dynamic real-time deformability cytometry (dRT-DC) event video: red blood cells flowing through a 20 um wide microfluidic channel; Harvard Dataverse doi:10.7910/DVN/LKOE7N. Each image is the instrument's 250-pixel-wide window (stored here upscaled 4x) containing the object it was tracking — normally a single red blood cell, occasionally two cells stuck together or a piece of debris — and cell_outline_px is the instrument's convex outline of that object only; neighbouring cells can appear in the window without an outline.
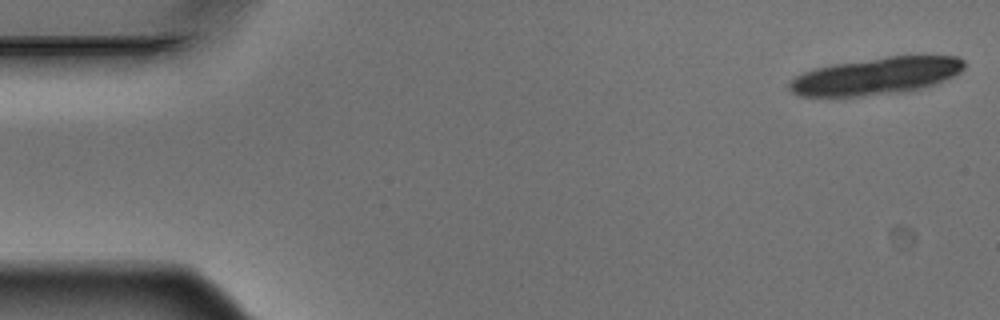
{"species": "Egyptian fruit bat (a non-hibernating species)", "species_latin": "Rousettus aegyptiacus", "temperature_condition": "warm", "stored_images_in_passage": 7, "camera_frame_rate_fps": 3000, "um_per_image_px": 0.085, "animal": {"sex": "male"}, "frame": {"image": 1, "passage_image": 1, "time_ms": 0.0, "image_size_px": [1000, 320], "cell_outline_px": [[964, 68], [960, 72], [936, 84], [920, 88], [900, 92], [860, 96], [800, 96], [792, 92], [788, 88], [788, 84], [796, 76], [812, 68], [832, 64], [888, 56], [960, 56], [964, 60]], "centroid_in_image_um": [74.46, 6.45], "position_along_channel_um": 10.5, "area_um2": 37.74}}
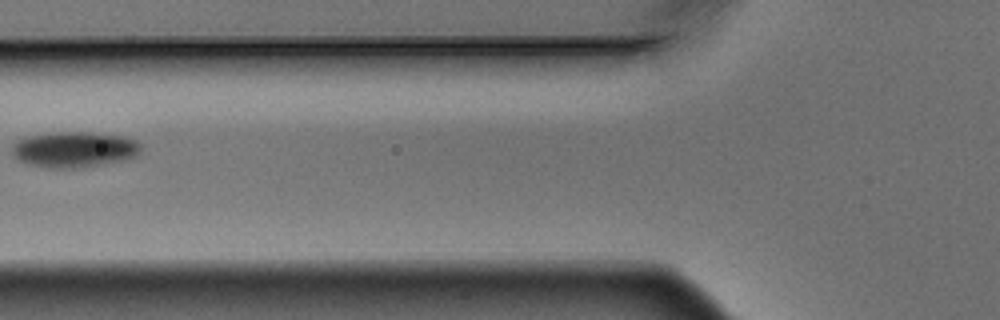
{"frame": {"image": 2, "passage_image": 6, "time_ms": 1.667, "image_size_px": [1000, 320], "cell_outline_px": [[140, 152], [136, 156], [120, 160], [100, 164], [76, 168], [48, 168], [28, 164], [12, 156], [12, 144], [16, 140], [24, 136], [52, 132], [92, 132], [128, 136], [136, 140], [140, 144]], "centroid_in_image_um": [6.27, 12.68], "position_along_channel_um": 119.5, "area_um2": 27.11}}
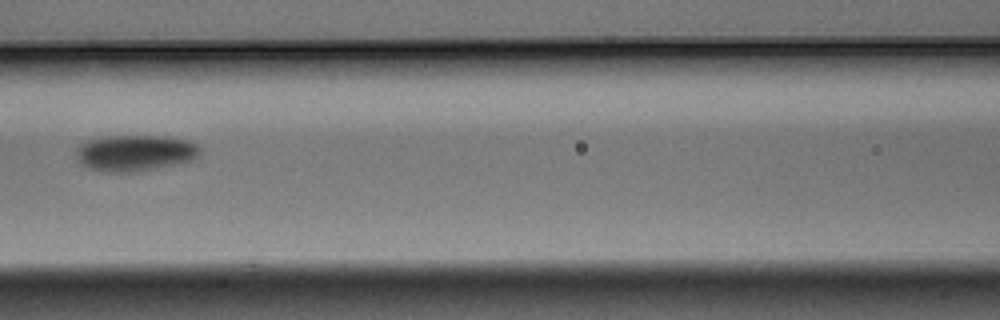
{"frame": {"image": 3, "passage_image": 7, "time_ms": 2.0, "image_size_px": [1000, 320], "cell_outline_px": [[200, 156], [192, 160], [176, 164], [132, 172], [104, 172], [88, 168], [80, 164], [76, 160], [76, 152], [80, 144], [84, 140], [108, 136], [164, 136], [188, 140], [196, 144], [200, 148]], "centroid_in_image_um": [11.44, 13.0], "position_along_channel_um": 155.2, "area_um2": 26.3}}